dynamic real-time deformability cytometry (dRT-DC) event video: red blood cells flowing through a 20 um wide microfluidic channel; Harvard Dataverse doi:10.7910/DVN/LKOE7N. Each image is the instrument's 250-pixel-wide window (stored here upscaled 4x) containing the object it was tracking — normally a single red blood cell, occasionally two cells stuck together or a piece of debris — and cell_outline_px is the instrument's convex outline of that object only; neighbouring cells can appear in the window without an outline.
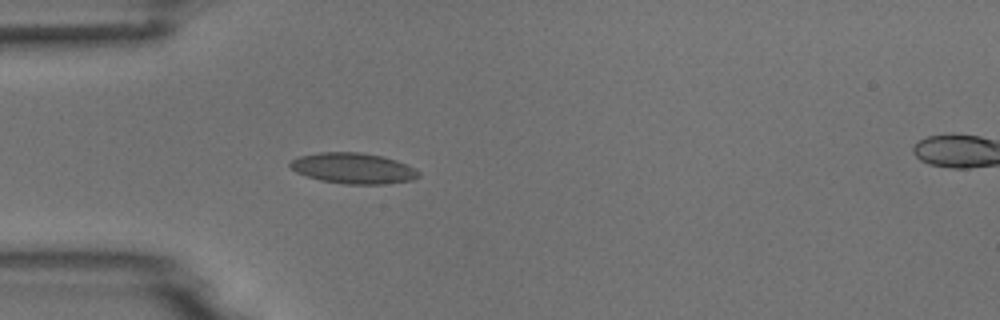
{"species": "common noctule bat (a hibernating species)", "species_latin": "Nyctalus noctula", "temperature_condition": "room temperature", "stored_images_in_passage": 5, "segment_of_instrument_passage": [1, 2], "camera_frame_rate_fps": 3000, "um_per_image_px": 0.085, "animal": {"sex": "male", "body_mass_g": 18.8}, "frame": {"image": 1, "passage_image": 4, "time_ms": 4.333, "image_size_px": [1000, 320], "cell_outline_px": [[420, 176], [412, 180], [384, 184], [344, 184], [320, 180], [296, 172], [288, 164], [292, 160], [300, 156], [320, 152], [360, 152], [384, 156], [396, 160], [416, 168], [420, 172]], "centroid_in_image_um": [30.06, 14.3], "position_along_channel_um": 54.9, "area_um2": 23.06}}